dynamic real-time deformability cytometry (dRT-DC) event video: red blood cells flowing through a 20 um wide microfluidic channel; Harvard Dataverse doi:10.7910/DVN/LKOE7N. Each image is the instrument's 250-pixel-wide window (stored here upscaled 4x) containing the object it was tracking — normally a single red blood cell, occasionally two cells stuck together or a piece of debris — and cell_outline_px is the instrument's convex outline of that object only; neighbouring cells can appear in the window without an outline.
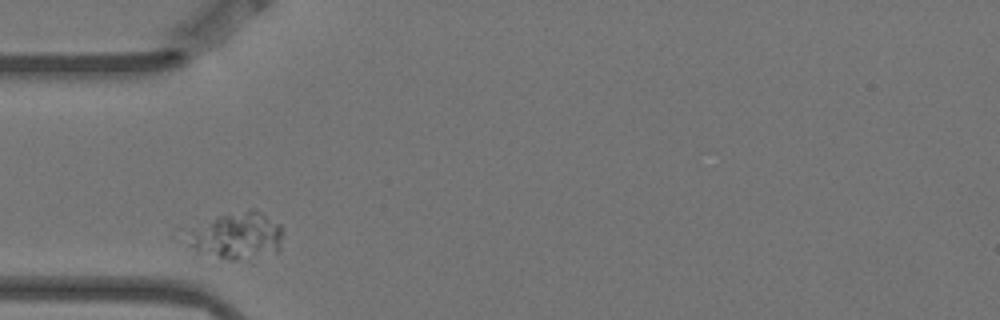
{"species": "Egyptian fruit bat (a non-hibernating species)", "species_latin": "Rousettus aegyptiacus", "temperature_condition": "warm", "stored_images_in_passage": 2, "camera_frame_rate_fps": 3000, "um_per_image_px": 0.085, "animal": {"sex": "female"}, "frame": {"image": 1, "passage_image": 1, "time_ms": 0.0, "image_size_px": [1000, 320], "cell_outline_px": [[280, 252], [236, 260], [232, 260], [196, 252], [188, 244], [216, 216], [252, 208], [256, 208], [280, 224]], "centroid_in_image_um": [20.32, 20.05], "position_along_channel_um": 64.7, "area_um2": 24.68}}
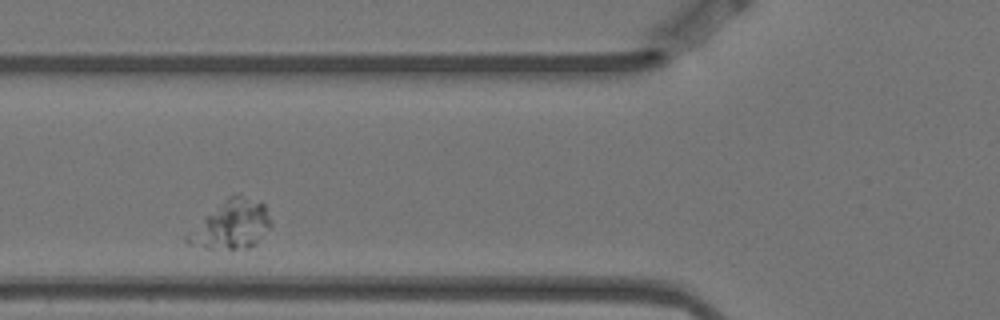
{"frame": {"image": 2, "passage_image": 2, "time_ms": 0.333, "image_size_px": [1000, 320], "cell_outline_px": [[272, 224], [256, 244], [248, 248], [208, 248], [204, 244], [204, 220], [228, 196], [240, 196], [260, 200], [264, 204]], "centroid_in_image_um": [20.1, 19.01], "position_along_channel_um": 105.7, "area_um2": 20.17}}